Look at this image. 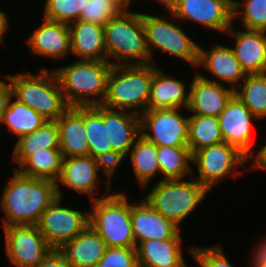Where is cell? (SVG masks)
Here are the masks:
<instances>
[{
    "mask_svg": "<svg viewBox=\"0 0 266 267\" xmlns=\"http://www.w3.org/2000/svg\"><path fill=\"white\" fill-rule=\"evenodd\" d=\"M57 197L55 181L24 176L15 170L0 199L6 216L3 226L37 225L41 214Z\"/></svg>",
    "mask_w": 266,
    "mask_h": 267,
    "instance_id": "1",
    "label": "cell"
},
{
    "mask_svg": "<svg viewBox=\"0 0 266 267\" xmlns=\"http://www.w3.org/2000/svg\"><path fill=\"white\" fill-rule=\"evenodd\" d=\"M112 67L107 60L79 59L53 71L69 107H90L103 104Z\"/></svg>",
    "mask_w": 266,
    "mask_h": 267,
    "instance_id": "2",
    "label": "cell"
},
{
    "mask_svg": "<svg viewBox=\"0 0 266 267\" xmlns=\"http://www.w3.org/2000/svg\"><path fill=\"white\" fill-rule=\"evenodd\" d=\"M104 37L107 61L111 65H144L151 63L142 13H133L125 9L104 25ZM112 59L118 60V63L112 62Z\"/></svg>",
    "mask_w": 266,
    "mask_h": 267,
    "instance_id": "3",
    "label": "cell"
},
{
    "mask_svg": "<svg viewBox=\"0 0 266 267\" xmlns=\"http://www.w3.org/2000/svg\"><path fill=\"white\" fill-rule=\"evenodd\" d=\"M154 64L113 66L107 79V94L103 106L142 114L148 110ZM141 108L142 112L137 110ZM135 108V109H134ZM133 109V110H132Z\"/></svg>",
    "mask_w": 266,
    "mask_h": 267,
    "instance_id": "4",
    "label": "cell"
},
{
    "mask_svg": "<svg viewBox=\"0 0 266 267\" xmlns=\"http://www.w3.org/2000/svg\"><path fill=\"white\" fill-rule=\"evenodd\" d=\"M12 96L35 110L47 121H57L70 107L64 99L54 71L41 68L39 75H8Z\"/></svg>",
    "mask_w": 266,
    "mask_h": 267,
    "instance_id": "5",
    "label": "cell"
},
{
    "mask_svg": "<svg viewBox=\"0 0 266 267\" xmlns=\"http://www.w3.org/2000/svg\"><path fill=\"white\" fill-rule=\"evenodd\" d=\"M109 187L102 198L91 201L89 225L107 247L136 248L127 197L124 193L109 194Z\"/></svg>",
    "mask_w": 266,
    "mask_h": 267,
    "instance_id": "6",
    "label": "cell"
},
{
    "mask_svg": "<svg viewBox=\"0 0 266 267\" xmlns=\"http://www.w3.org/2000/svg\"><path fill=\"white\" fill-rule=\"evenodd\" d=\"M209 190L197 180H160L145 196V200L177 226L204 200Z\"/></svg>",
    "mask_w": 266,
    "mask_h": 267,
    "instance_id": "7",
    "label": "cell"
},
{
    "mask_svg": "<svg viewBox=\"0 0 266 267\" xmlns=\"http://www.w3.org/2000/svg\"><path fill=\"white\" fill-rule=\"evenodd\" d=\"M142 21L146 34V44L150 53L151 63L153 61L154 49H160L175 57L187 61L190 65L197 67L199 59V47L185 31L175 23L142 13Z\"/></svg>",
    "mask_w": 266,
    "mask_h": 267,
    "instance_id": "8",
    "label": "cell"
},
{
    "mask_svg": "<svg viewBox=\"0 0 266 267\" xmlns=\"http://www.w3.org/2000/svg\"><path fill=\"white\" fill-rule=\"evenodd\" d=\"M175 19L195 21L218 32L234 24L233 4L229 0H157Z\"/></svg>",
    "mask_w": 266,
    "mask_h": 267,
    "instance_id": "9",
    "label": "cell"
},
{
    "mask_svg": "<svg viewBox=\"0 0 266 267\" xmlns=\"http://www.w3.org/2000/svg\"><path fill=\"white\" fill-rule=\"evenodd\" d=\"M179 110H146L139 115L141 135L157 146H188L189 116Z\"/></svg>",
    "mask_w": 266,
    "mask_h": 267,
    "instance_id": "10",
    "label": "cell"
},
{
    "mask_svg": "<svg viewBox=\"0 0 266 267\" xmlns=\"http://www.w3.org/2000/svg\"><path fill=\"white\" fill-rule=\"evenodd\" d=\"M247 157L235 146L226 142L207 146L192 154V163L197 166V181L208 190L224 176L237 175L235 167L244 166Z\"/></svg>",
    "mask_w": 266,
    "mask_h": 267,
    "instance_id": "11",
    "label": "cell"
},
{
    "mask_svg": "<svg viewBox=\"0 0 266 267\" xmlns=\"http://www.w3.org/2000/svg\"><path fill=\"white\" fill-rule=\"evenodd\" d=\"M3 229L6 255L16 267H37L52 250L37 225H13Z\"/></svg>",
    "mask_w": 266,
    "mask_h": 267,
    "instance_id": "12",
    "label": "cell"
},
{
    "mask_svg": "<svg viewBox=\"0 0 266 267\" xmlns=\"http://www.w3.org/2000/svg\"><path fill=\"white\" fill-rule=\"evenodd\" d=\"M62 198L54 202L41 214L37 227L52 249L70 242L89 225L87 214L79 210L61 207Z\"/></svg>",
    "mask_w": 266,
    "mask_h": 267,
    "instance_id": "13",
    "label": "cell"
},
{
    "mask_svg": "<svg viewBox=\"0 0 266 267\" xmlns=\"http://www.w3.org/2000/svg\"><path fill=\"white\" fill-rule=\"evenodd\" d=\"M218 119L224 142L235 146L247 158L251 157V168H253L254 154L250 153L253 146L259 147V145L252 140V120H257V118L234 94L218 116Z\"/></svg>",
    "mask_w": 266,
    "mask_h": 267,
    "instance_id": "14",
    "label": "cell"
},
{
    "mask_svg": "<svg viewBox=\"0 0 266 267\" xmlns=\"http://www.w3.org/2000/svg\"><path fill=\"white\" fill-rule=\"evenodd\" d=\"M191 82L187 110L192 115L218 117L235 94L232 88H226L220 81L207 79L198 72Z\"/></svg>",
    "mask_w": 266,
    "mask_h": 267,
    "instance_id": "15",
    "label": "cell"
},
{
    "mask_svg": "<svg viewBox=\"0 0 266 267\" xmlns=\"http://www.w3.org/2000/svg\"><path fill=\"white\" fill-rule=\"evenodd\" d=\"M130 217L135 245L151 239H182L179 226L155 210L145 199L130 204Z\"/></svg>",
    "mask_w": 266,
    "mask_h": 267,
    "instance_id": "16",
    "label": "cell"
},
{
    "mask_svg": "<svg viewBox=\"0 0 266 267\" xmlns=\"http://www.w3.org/2000/svg\"><path fill=\"white\" fill-rule=\"evenodd\" d=\"M98 168L94 159L90 156L64 157L62 161L61 174L56 182L57 195L62 198V191L58 183L73 189L80 194H88L91 201L98 198L94 193L97 190Z\"/></svg>",
    "mask_w": 266,
    "mask_h": 267,
    "instance_id": "17",
    "label": "cell"
},
{
    "mask_svg": "<svg viewBox=\"0 0 266 267\" xmlns=\"http://www.w3.org/2000/svg\"><path fill=\"white\" fill-rule=\"evenodd\" d=\"M42 21L40 27L27 38L31 52L47 58H64L71 52L68 24L45 18Z\"/></svg>",
    "mask_w": 266,
    "mask_h": 267,
    "instance_id": "18",
    "label": "cell"
},
{
    "mask_svg": "<svg viewBox=\"0 0 266 267\" xmlns=\"http://www.w3.org/2000/svg\"><path fill=\"white\" fill-rule=\"evenodd\" d=\"M106 249L105 241L88 225L80 234L70 242L62 244L57 250L69 267H96Z\"/></svg>",
    "mask_w": 266,
    "mask_h": 267,
    "instance_id": "19",
    "label": "cell"
},
{
    "mask_svg": "<svg viewBox=\"0 0 266 267\" xmlns=\"http://www.w3.org/2000/svg\"><path fill=\"white\" fill-rule=\"evenodd\" d=\"M233 29L231 26L226 33L236 39L232 50L242 69L246 74H261L266 64V31Z\"/></svg>",
    "mask_w": 266,
    "mask_h": 267,
    "instance_id": "20",
    "label": "cell"
},
{
    "mask_svg": "<svg viewBox=\"0 0 266 267\" xmlns=\"http://www.w3.org/2000/svg\"><path fill=\"white\" fill-rule=\"evenodd\" d=\"M211 47L210 51L199 47L197 67H204L205 70L216 76L220 81L231 85V88L235 91L247 74L235 57L232 47H226L221 44Z\"/></svg>",
    "mask_w": 266,
    "mask_h": 267,
    "instance_id": "21",
    "label": "cell"
},
{
    "mask_svg": "<svg viewBox=\"0 0 266 267\" xmlns=\"http://www.w3.org/2000/svg\"><path fill=\"white\" fill-rule=\"evenodd\" d=\"M68 26L73 54L80 60H107L103 25L78 20Z\"/></svg>",
    "mask_w": 266,
    "mask_h": 267,
    "instance_id": "22",
    "label": "cell"
},
{
    "mask_svg": "<svg viewBox=\"0 0 266 267\" xmlns=\"http://www.w3.org/2000/svg\"><path fill=\"white\" fill-rule=\"evenodd\" d=\"M104 123H108V145H111L112 150L127 155L141 135L140 116L104 107Z\"/></svg>",
    "mask_w": 266,
    "mask_h": 267,
    "instance_id": "23",
    "label": "cell"
},
{
    "mask_svg": "<svg viewBox=\"0 0 266 267\" xmlns=\"http://www.w3.org/2000/svg\"><path fill=\"white\" fill-rule=\"evenodd\" d=\"M57 124L63 157L89 155V145L85 136L84 107H70L57 120Z\"/></svg>",
    "mask_w": 266,
    "mask_h": 267,
    "instance_id": "24",
    "label": "cell"
},
{
    "mask_svg": "<svg viewBox=\"0 0 266 267\" xmlns=\"http://www.w3.org/2000/svg\"><path fill=\"white\" fill-rule=\"evenodd\" d=\"M182 239H151L136 246L139 267H187L183 259Z\"/></svg>",
    "mask_w": 266,
    "mask_h": 267,
    "instance_id": "25",
    "label": "cell"
},
{
    "mask_svg": "<svg viewBox=\"0 0 266 267\" xmlns=\"http://www.w3.org/2000/svg\"><path fill=\"white\" fill-rule=\"evenodd\" d=\"M185 87L183 81L172 78L156 68L153 73L148 109H181V107L187 109L189 92Z\"/></svg>",
    "mask_w": 266,
    "mask_h": 267,
    "instance_id": "26",
    "label": "cell"
},
{
    "mask_svg": "<svg viewBox=\"0 0 266 267\" xmlns=\"http://www.w3.org/2000/svg\"><path fill=\"white\" fill-rule=\"evenodd\" d=\"M40 149H60L57 121H47L32 133L17 138L12 161L20 166L30 155Z\"/></svg>",
    "mask_w": 266,
    "mask_h": 267,
    "instance_id": "27",
    "label": "cell"
},
{
    "mask_svg": "<svg viewBox=\"0 0 266 267\" xmlns=\"http://www.w3.org/2000/svg\"><path fill=\"white\" fill-rule=\"evenodd\" d=\"M128 153H130V161L137 182L140 187H147L152 177L155 178L157 173H161L157 145L140 135Z\"/></svg>",
    "mask_w": 266,
    "mask_h": 267,
    "instance_id": "28",
    "label": "cell"
},
{
    "mask_svg": "<svg viewBox=\"0 0 266 267\" xmlns=\"http://www.w3.org/2000/svg\"><path fill=\"white\" fill-rule=\"evenodd\" d=\"M63 158L60 149H40L15 170L24 176L56 181L61 174Z\"/></svg>",
    "mask_w": 266,
    "mask_h": 267,
    "instance_id": "29",
    "label": "cell"
},
{
    "mask_svg": "<svg viewBox=\"0 0 266 267\" xmlns=\"http://www.w3.org/2000/svg\"><path fill=\"white\" fill-rule=\"evenodd\" d=\"M12 99H14L13 96L10 98L8 106L3 113L2 123L7 125L8 130L18 138L32 133L47 122L42 115L32 108L17 99L14 101Z\"/></svg>",
    "mask_w": 266,
    "mask_h": 267,
    "instance_id": "30",
    "label": "cell"
},
{
    "mask_svg": "<svg viewBox=\"0 0 266 267\" xmlns=\"http://www.w3.org/2000/svg\"><path fill=\"white\" fill-rule=\"evenodd\" d=\"M84 126L92 158L112 151L111 145H108V123H104L103 105L84 107Z\"/></svg>",
    "mask_w": 266,
    "mask_h": 267,
    "instance_id": "31",
    "label": "cell"
},
{
    "mask_svg": "<svg viewBox=\"0 0 266 267\" xmlns=\"http://www.w3.org/2000/svg\"><path fill=\"white\" fill-rule=\"evenodd\" d=\"M162 180L184 179L192 172V154L188 146H157Z\"/></svg>",
    "mask_w": 266,
    "mask_h": 267,
    "instance_id": "32",
    "label": "cell"
},
{
    "mask_svg": "<svg viewBox=\"0 0 266 267\" xmlns=\"http://www.w3.org/2000/svg\"><path fill=\"white\" fill-rule=\"evenodd\" d=\"M224 142L218 117L189 116L188 147L195 151Z\"/></svg>",
    "mask_w": 266,
    "mask_h": 267,
    "instance_id": "33",
    "label": "cell"
},
{
    "mask_svg": "<svg viewBox=\"0 0 266 267\" xmlns=\"http://www.w3.org/2000/svg\"><path fill=\"white\" fill-rule=\"evenodd\" d=\"M235 94L257 119L266 117V78L262 74H247Z\"/></svg>",
    "mask_w": 266,
    "mask_h": 267,
    "instance_id": "34",
    "label": "cell"
},
{
    "mask_svg": "<svg viewBox=\"0 0 266 267\" xmlns=\"http://www.w3.org/2000/svg\"><path fill=\"white\" fill-rule=\"evenodd\" d=\"M243 1L234 0L233 19L239 17L245 29L266 31V0Z\"/></svg>",
    "mask_w": 266,
    "mask_h": 267,
    "instance_id": "35",
    "label": "cell"
},
{
    "mask_svg": "<svg viewBox=\"0 0 266 267\" xmlns=\"http://www.w3.org/2000/svg\"><path fill=\"white\" fill-rule=\"evenodd\" d=\"M88 0H46L44 18L70 24L78 21Z\"/></svg>",
    "mask_w": 266,
    "mask_h": 267,
    "instance_id": "36",
    "label": "cell"
},
{
    "mask_svg": "<svg viewBox=\"0 0 266 267\" xmlns=\"http://www.w3.org/2000/svg\"><path fill=\"white\" fill-rule=\"evenodd\" d=\"M125 9L117 0H88L79 20L104 26Z\"/></svg>",
    "mask_w": 266,
    "mask_h": 267,
    "instance_id": "37",
    "label": "cell"
},
{
    "mask_svg": "<svg viewBox=\"0 0 266 267\" xmlns=\"http://www.w3.org/2000/svg\"><path fill=\"white\" fill-rule=\"evenodd\" d=\"M96 267H139L136 248L107 247Z\"/></svg>",
    "mask_w": 266,
    "mask_h": 267,
    "instance_id": "38",
    "label": "cell"
},
{
    "mask_svg": "<svg viewBox=\"0 0 266 267\" xmlns=\"http://www.w3.org/2000/svg\"><path fill=\"white\" fill-rule=\"evenodd\" d=\"M193 258L201 267H233L220 245L210 247H189Z\"/></svg>",
    "mask_w": 266,
    "mask_h": 267,
    "instance_id": "39",
    "label": "cell"
},
{
    "mask_svg": "<svg viewBox=\"0 0 266 267\" xmlns=\"http://www.w3.org/2000/svg\"><path fill=\"white\" fill-rule=\"evenodd\" d=\"M125 154L117 152V151H109L104 154L95 155L93 157L97 168L101 169L102 176L106 177V186H111L112 176L115 172L116 167L122 163V160L125 158Z\"/></svg>",
    "mask_w": 266,
    "mask_h": 267,
    "instance_id": "40",
    "label": "cell"
},
{
    "mask_svg": "<svg viewBox=\"0 0 266 267\" xmlns=\"http://www.w3.org/2000/svg\"><path fill=\"white\" fill-rule=\"evenodd\" d=\"M4 77L6 78L5 80H7L6 82L0 80V123L2 122L3 113L8 106V102L12 97V89L8 75Z\"/></svg>",
    "mask_w": 266,
    "mask_h": 267,
    "instance_id": "41",
    "label": "cell"
},
{
    "mask_svg": "<svg viewBox=\"0 0 266 267\" xmlns=\"http://www.w3.org/2000/svg\"><path fill=\"white\" fill-rule=\"evenodd\" d=\"M37 267H69L57 249H52Z\"/></svg>",
    "mask_w": 266,
    "mask_h": 267,
    "instance_id": "42",
    "label": "cell"
},
{
    "mask_svg": "<svg viewBox=\"0 0 266 267\" xmlns=\"http://www.w3.org/2000/svg\"><path fill=\"white\" fill-rule=\"evenodd\" d=\"M254 253L253 267H266V240L259 243Z\"/></svg>",
    "mask_w": 266,
    "mask_h": 267,
    "instance_id": "43",
    "label": "cell"
},
{
    "mask_svg": "<svg viewBox=\"0 0 266 267\" xmlns=\"http://www.w3.org/2000/svg\"><path fill=\"white\" fill-rule=\"evenodd\" d=\"M258 153H254V164L253 168H261L266 170V141L264 145L259 147V150H256Z\"/></svg>",
    "mask_w": 266,
    "mask_h": 267,
    "instance_id": "44",
    "label": "cell"
},
{
    "mask_svg": "<svg viewBox=\"0 0 266 267\" xmlns=\"http://www.w3.org/2000/svg\"><path fill=\"white\" fill-rule=\"evenodd\" d=\"M9 25V21H8V18H7V15L2 11L0 10V43L4 44V34L7 33L8 31V26Z\"/></svg>",
    "mask_w": 266,
    "mask_h": 267,
    "instance_id": "45",
    "label": "cell"
},
{
    "mask_svg": "<svg viewBox=\"0 0 266 267\" xmlns=\"http://www.w3.org/2000/svg\"><path fill=\"white\" fill-rule=\"evenodd\" d=\"M120 2L126 9H128L129 5H131L132 0H117Z\"/></svg>",
    "mask_w": 266,
    "mask_h": 267,
    "instance_id": "46",
    "label": "cell"
},
{
    "mask_svg": "<svg viewBox=\"0 0 266 267\" xmlns=\"http://www.w3.org/2000/svg\"><path fill=\"white\" fill-rule=\"evenodd\" d=\"M261 74L266 78V64L264 65V68H263Z\"/></svg>",
    "mask_w": 266,
    "mask_h": 267,
    "instance_id": "47",
    "label": "cell"
}]
</instances>
